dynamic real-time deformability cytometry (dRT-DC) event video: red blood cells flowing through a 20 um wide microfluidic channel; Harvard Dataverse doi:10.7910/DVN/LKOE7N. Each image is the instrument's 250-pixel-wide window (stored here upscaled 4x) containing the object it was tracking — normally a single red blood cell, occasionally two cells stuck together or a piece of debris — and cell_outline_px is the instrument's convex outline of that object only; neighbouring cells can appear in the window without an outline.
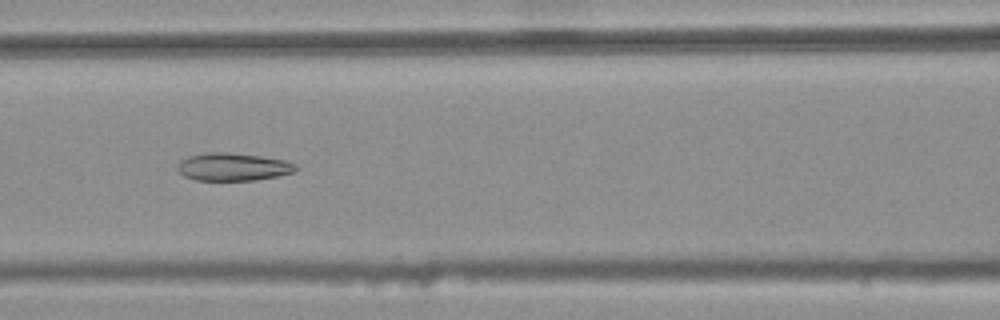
{"species": "common noctule bat (a hibernating species)", "species_latin": "Nyctalus noctula", "temperature_condition": "warm", "stored_images_in_passage": 45, "camera_frame_rate_fps": 3000, "um_per_image_px": 0.085, "animal": {"sex": "female", "body_mass_g": 25.1}, "frame": {"image": 1, "passage_image": 22, "time_ms": 7.0, "image_size_px": [1000, 320], "cell_outline_px": [[296, 172], [256, 180], [196, 180], [184, 176], [176, 168], [180, 160], [188, 156], [208, 152], [224, 152], [260, 156], [284, 160], [296, 164]], "centroid_in_image_um": [19.79, 14.18], "position_along_channel_um": 146.8, "area_um2": 19.07}}
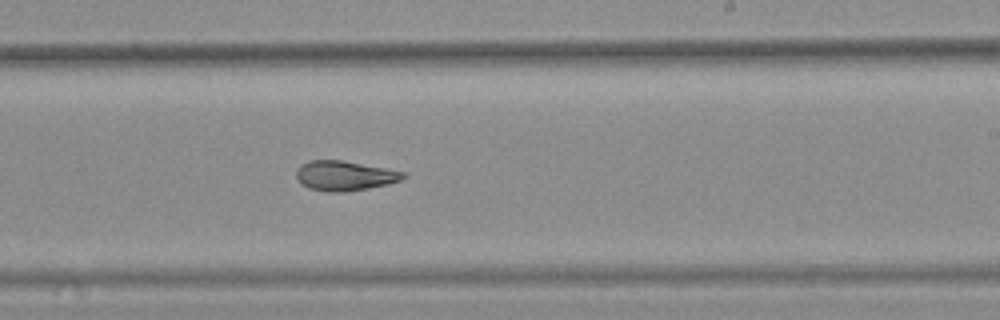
{"frame": {"image": 2, "passage_image": 31, "time_ms": 10.0, "image_size_px": [1000, 320], "cell_outline_px": [[404, 176], [400, 180], [388, 184], [368, 188], [344, 192], [328, 192], [308, 188], [296, 176], [296, 172], [300, 164], [308, 160], [340, 160], [384, 168], [404, 172]], "centroid_in_image_um": [29.25, 14.93], "position_along_channel_um": 259.7, "area_um2": 18.26}}
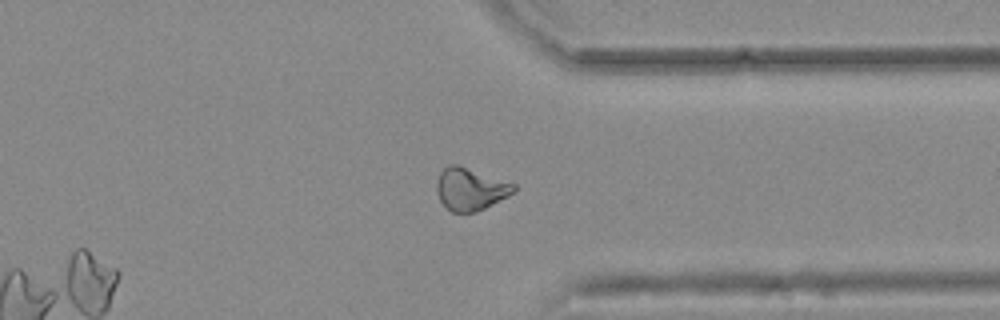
{"frame": {"image": 3, "passage_image": 40, "time_ms": 13.0, "image_size_px": [1000, 320], "cell_outline_px": [[516, 188], [508, 196], [476, 212], [452, 212], [440, 200], [436, 192], [436, 184], [440, 172], [448, 164], [456, 164], [516, 184]], "centroid_in_image_um": [39.96, 16.06], "position_along_channel_um": 371.4, "area_um2": 18.79}, "authors_computed_cell_mechanics": {"area_um2": 19.074, "velocity_mm_per_s": 3.7745, "shape_relaxation_time_tau1_ms": null, "shape_relaxation_time_tau2_ms": 2.5704, "deformation_change_tau1": null, "deformation_change_tau2": 0.0956}}